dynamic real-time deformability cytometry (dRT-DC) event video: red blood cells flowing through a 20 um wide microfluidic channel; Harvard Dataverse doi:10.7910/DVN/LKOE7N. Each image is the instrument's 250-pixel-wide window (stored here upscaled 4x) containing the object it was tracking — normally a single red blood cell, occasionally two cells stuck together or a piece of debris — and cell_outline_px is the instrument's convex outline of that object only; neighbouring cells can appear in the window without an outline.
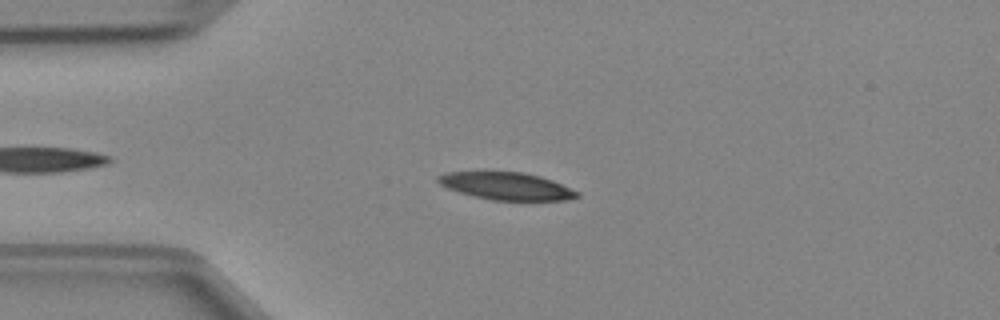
{"species": "Egyptian fruit bat (a non-hibernating species)", "species_latin": "Rousettus aegyptiacus", "temperature_condition": "cold", "stored_images_in_passage": 41, "camera_frame_rate_fps": 3000, "um_per_image_px": 0.085, "animal": {"sex": "female"}, "frame": {"image": 1, "passage_image": 8, "time_ms": 2.333, "image_size_px": [1000, 320], "cell_outline_px": [[580, 196], [568, 200], [492, 200], [460, 192], [448, 188], [440, 184], [436, 180], [436, 176], [444, 172], [524, 172], [540, 176], [552, 180], [580, 192]], "centroid_in_image_um": [43.07, 15.81], "position_along_channel_um": 41.9, "area_um2": 22.14}}
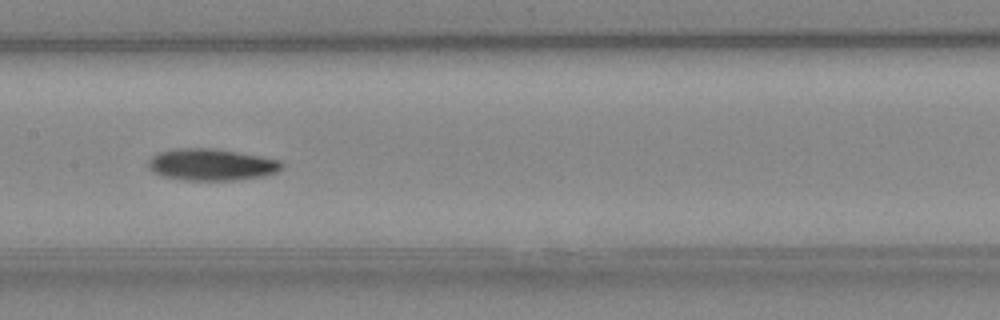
{"frame": {"image": 2, "passage_image": 20, "time_ms": 6.333, "image_size_px": [1000, 320], "cell_outline_px": [[284, 168], [276, 172], [264, 176], [236, 180], [184, 180], [160, 176], [152, 172], [148, 168], [148, 160], [152, 156], [160, 152], [176, 148], [212, 148], [260, 156], [280, 160], [284, 164]], "centroid_in_image_um": [17.96, 14.0], "position_along_channel_um": 189.4, "area_um2": 24.85}}
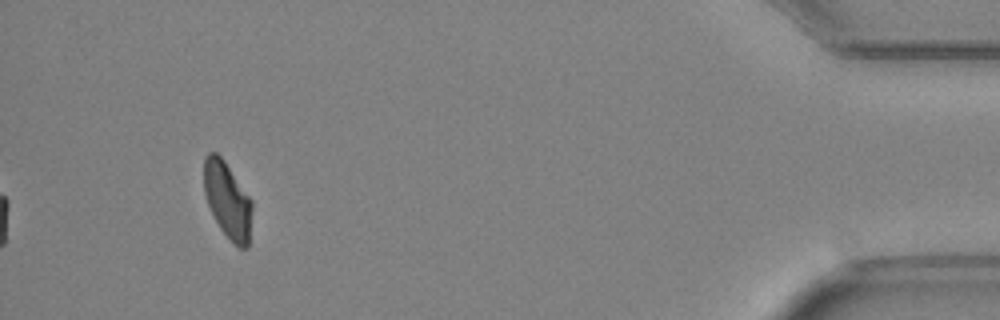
{"frame": {"image": 3, "passage_image": 41, "time_ms": 13.333, "image_size_px": [1000, 320], "cell_outline_px": [[252, 208], [248, 248], [240, 248], [232, 244], [220, 228], [208, 204], [204, 192], [204, 156], [208, 152], [216, 152], [224, 160], [252, 200]], "centroid_in_image_um": [19.34, 17.02], "position_along_channel_um": 415.9, "area_um2": 21.39}}